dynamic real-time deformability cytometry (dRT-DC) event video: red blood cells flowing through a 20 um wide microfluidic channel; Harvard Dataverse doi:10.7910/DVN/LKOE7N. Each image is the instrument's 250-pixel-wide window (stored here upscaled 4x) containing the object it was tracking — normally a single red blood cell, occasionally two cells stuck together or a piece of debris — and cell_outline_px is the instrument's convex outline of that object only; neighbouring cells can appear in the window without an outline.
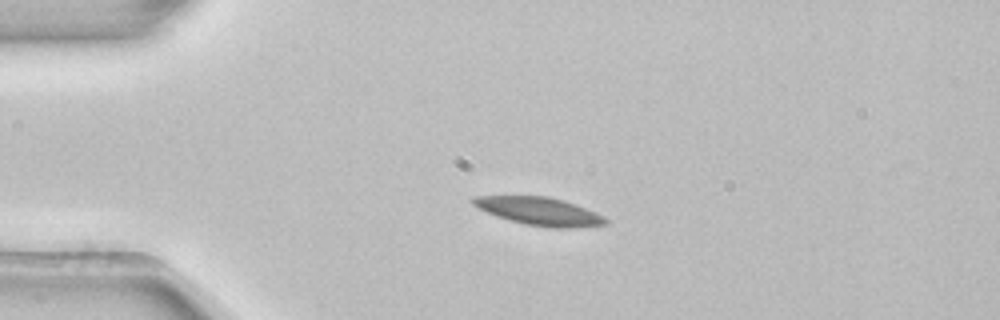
{"species": "common noctule bat (a hibernating species)", "species_latin": "Nyctalus noctula", "temperature_condition": "room temperature", "stored_images_in_passage": 5, "camera_frame_rate_fps": 3000, "um_per_image_px": 0.085, "animal": {"sex": "female", "body_mass_g": 22.7, "forearm_length_mm": 54.2}, "frame": {"image": 1, "passage_image": 3, "time_ms": 0.667, "image_size_px": [1000, 320], "cell_outline_px": [[608, 224], [572, 228], [548, 228], [524, 224], [508, 220], [496, 216], [472, 204], [472, 196], [548, 196], [564, 200], [596, 212], [604, 216], [608, 220]], "centroid_in_image_um": [45.88, 17.96], "position_along_channel_um": 39.1, "area_um2": 21.68}}